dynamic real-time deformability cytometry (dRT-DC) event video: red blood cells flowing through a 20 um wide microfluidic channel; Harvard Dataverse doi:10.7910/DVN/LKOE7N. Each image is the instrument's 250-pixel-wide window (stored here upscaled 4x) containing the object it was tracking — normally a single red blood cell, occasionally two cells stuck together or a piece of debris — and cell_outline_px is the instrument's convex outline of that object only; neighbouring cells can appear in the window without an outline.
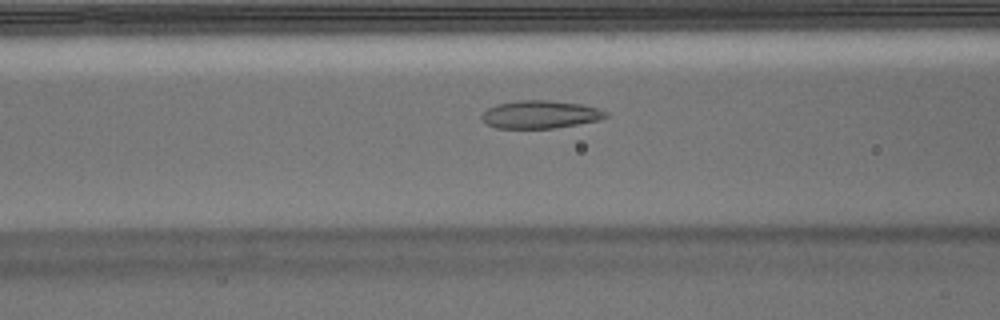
{"species": "Egyptian fruit bat (a non-hibernating species)", "species_latin": "Rousettus aegyptiacus", "temperature_condition": "warm", "stored_images_in_passage": 36, "camera_frame_rate_fps": 3000, "um_per_image_px": 0.085, "animal": {"sex": "male"}, "frame": {"image": 1, "passage_image": 6, "time_ms": 1.667, "image_size_px": [1000, 320], "cell_outline_px": [[608, 116], [600, 120], [552, 128], [496, 128], [488, 124], [480, 116], [488, 108], [496, 104], [516, 100], [548, 100], [580, 104], [600, 108], [608, 112]], "centroid_in_image_um": [45.94, 9.72], "position_along_channel_um": 120.7, "area_um2": 20.11}}
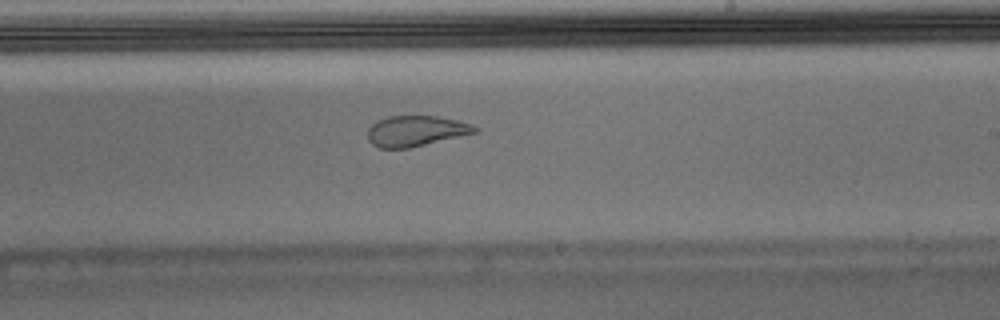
{"frame": {"image": 2, "passage_image": 16, "time_ms": 5.0, "image_size_px": [1000, 320], "cell_outline_px": [[480, 128], [476, 132], [460, 136], [408, 148], [380, 148], [372, 144], [368, 140], [368, 128], [376, 120], [388, 116], [440, 116], [472, 124]], "centroid_in_image_um": [35.33, 11.12], "position_along_channel_um": 253.7, "area_um2": 19.07}}
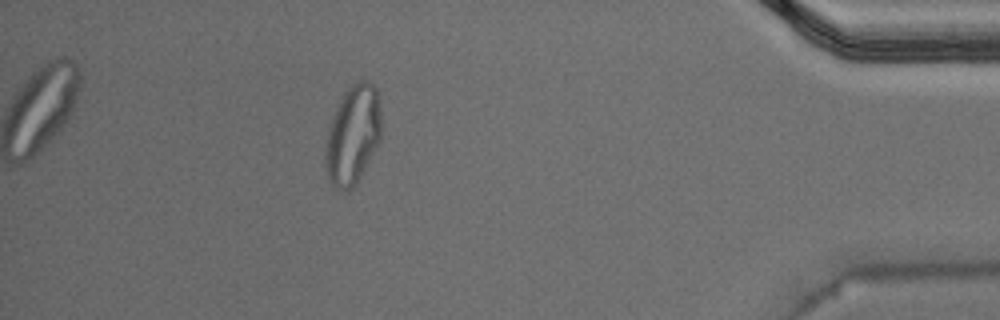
{"frame": {"image": 3, "passage_image": 31, "time_ms": 10.0, "image_size_px": [1000, 320], "cell_outline_px": [[380, 140], [360, 176], [352, 188], [348, 192], [344, 192], [336, 188], [332, 184], [328, 176], [324, 156], [328, 128], [336, 108], [344, 92], [356, 80], [368, 80], [376, 88], [380, 96]], "centroid_in_image_um": [29.99, 11.43], "position_along_channel_um": 405.2, "area_um2": 32.14}, "authors_computed_cell_mechanics": {"area_um2": 21.5594, "velocity_mm_per_s": 3.9875, "shape_relaxation_time_tau1_ms": null, "shape_relaxation_time_tau2_ms": 1.0698, "deformation_change_tau1": null, "deformation_change_tau2": 0.0714}}